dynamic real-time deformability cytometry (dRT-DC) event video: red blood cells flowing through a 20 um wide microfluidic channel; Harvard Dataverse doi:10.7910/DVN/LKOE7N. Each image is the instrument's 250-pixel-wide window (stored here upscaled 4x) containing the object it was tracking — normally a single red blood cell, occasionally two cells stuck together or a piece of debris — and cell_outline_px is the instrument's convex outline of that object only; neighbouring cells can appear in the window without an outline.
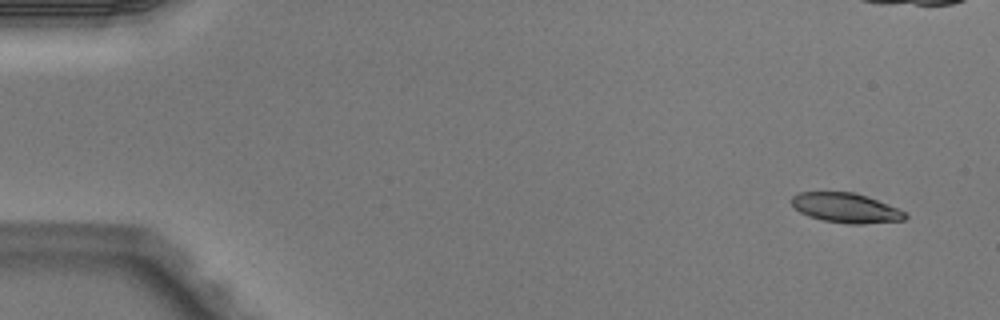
{"species": "Egyptian fruit bat (a non-hibernating species)", "species_latin": "Rousettus aegyptiacus", "temperature_condition": "warm", "stored_images_in_passage": 5, "camera_frame_rate_fps": 3000, "um_per_image_px": 0.085, "animal": {"sex": "male"}, "frame": {"image": 1, "passage_image": 1, "time_ms": 0.0, "image_size_px": [1000, 320], "cell_outline_px": [[908, 216], [904, 220], [860, 224], [852, 224], [824, 220], [808, 216], [800, 212], [792, 204], [792, 196], [800, 192], [852, 192], [876, 200], [896, 208], [904, 212]], "centroid_in_image_um": [71.87, 17.67], "position_along_channel_um": 13.1, "area_um2": 19.19}}